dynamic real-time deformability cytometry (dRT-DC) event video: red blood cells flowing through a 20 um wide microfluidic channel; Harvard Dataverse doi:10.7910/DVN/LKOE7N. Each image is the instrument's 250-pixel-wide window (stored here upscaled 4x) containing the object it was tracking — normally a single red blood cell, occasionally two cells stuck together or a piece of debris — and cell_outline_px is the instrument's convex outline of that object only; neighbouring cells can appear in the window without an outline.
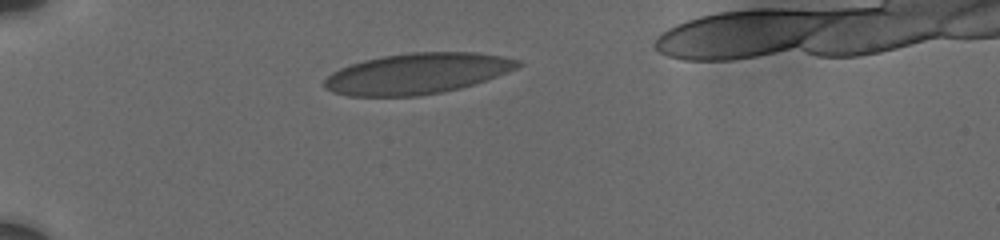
{"species": "human", "species_latin": "Homo sapiens", "temperature_condition": "cold", "stored_images_in_passage": 7, "camera_frame_rate_fps": 3000, "um_per_image_px": 0.085, "donor": {"sex": "male"}, "frame": {"image": 1, "passage_image": 1, "time_ms": 0.0, "image_size_px": [1000, 240], "cell_outline_px": [[524, 64], [516, 68], [496, 76], [472, 84], [440, 92], [416, 96], [348, 96], [332, 92], [324, 88], [324, 80], [332, 72], [340, 68], [364, 60], [384, 56], [408, 52], [476, 52], [500, 56], [520, 60]], "centroid_in_image_um": [35.43, 6.25], "position_along_channel_um": 49.6, "area_um2": 45.6}}
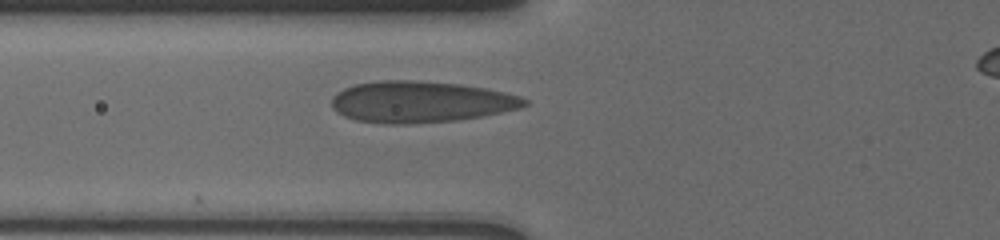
{"frame": {"image": 2, "passage_image": 6, "time_ms": 2.0, "image_size_px": [1000, 240], "cell_outline_px": [[528, 104], [520, 108], [480, 116], [456, 120], [408, 124], [384, 124], [356, 120], [344, 116], [332, 108], [332, 96], [344, 88], [356, 84], [380, 80], [416, 80], [460, 84], [484, 88], [504, 92], [520, 96], [528, 100]], "centroid_in_image_um": [35.73, 8.65], "position_along_channel_um": 90.1, "area_um2": 46.41}}